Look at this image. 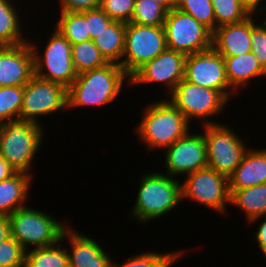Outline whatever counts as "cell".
<instances>
[{"instance_id": "obj_38", "label": "cell", "mask_w": 266, "mask_h": 267, "mask_svg": "<svg viewBox=\"0 0 266 267\" xmlns=\"http://www.w3.org/2000/svg\"><path fill=\"white\" fill-rule=\"evenodd\" d=\"M263 218L264 221H262L259 224V228L256 230L257 232L254 233L256 237L257 245H259V249L262 251L264 254L266 252V214L257 218L252 219L251 221L248 222V224L253 223L258 221L257 219Z\"/></svg>"}, {"instance_id": "obj_37", "label": "cell", "mask_w": 266, "mask_h": 267, "mask_svg": "<svg viewBox=\"0 0 266 267\" xmlns=\"http://www.w3.org/2000/svg\"><path fill=\"white\" fill-rule=\"evenodd\" d=\"M61 12H82L100 7V0H59Z\"/></svg>"}, {"instance_id": "obj_10", "label": "cell", "mask_w": 266, "mask_h": 267, "mask_svg": "<svg viewBox=\"0 0 266 267\" xmlns=\"http://www.w3.org/2000/svg\"><path fill=\"white\" fill-rule=\"evenodd\" d=\"M163 27L168 49L189 55L212 47V32L177 8L167 11Z\"/></svg>"}, {"instance_id": "obj_39", "label": "cell", "mask_w": 266, "mask_h": 267, "mask_svg": "<svg viewBox=\"0 0 266 267\" xmlns=\"http://www.w3.org/2000/svg\"><path fill=\"white\" fill-rule=\"evenodd\" d=\"M238 1L248 10V12L251 15H255V13L256 12L258 13V11L260 12V14L261 12L264 13L263 3H262V6L260 5L261 2H263L264 0H238Z\"/></svg>"}, {"instance_id": "obj_23", "label": "cell", "mask_w": 266, "mask_h": 267, "mask_svg": "<svg viewBox=\"0 0 266 267\" xmlns=\"http://www.w3.org/2000/svg\"><path fill=\"white\" fill-rule=\"evenodd\" d=\"M229 191L230 204L242 209L248 222L266 214V183Z\"/></svg>"}, {"instance_id": "obj_18", "label": "cell", "mask_w": 266, "mask_h": 267, "mask_svg": "<svg viewBox=\"0 0 266 267\" xmlns=\"http://www.w3.org/2000/svg\"><path fill=\"white\" fill-rule=\"evenodd\" d=\"M251 16L236 24H226L212 33V47L221 56H238L252 51Z\"/></svg>"}, {"instance_id": "obj_27", "label": "cell", "mask_w": 266, "mask_h": 267, "mask_svg": "<svg viewBox=\"0 0 266 267\" xmlns=\"http://www.w3.org/2000/svg\"><path fill=\"white\" fill-rule=\"evenodd\" d=\"M71 55L74 68L78 74L102 67L108 63L100 54L93 40L72 44Z\"/></svg>"}, {"instance_id": "obj_19", "label": "cell", "mask_w": 266, "mask_h": 267, "mask_svg": "<svg viewBox=\"0 0 266 267\" xmlns=\"http://www.w3.org/2000/svg\"><path fill=\"white\" fill-rule=\"evenodd\" d=\"M266 183V148L248 149L229 176V189H244Z\"/></svg>"}, {"instance_id": "obj_42", "label": "cell", "mask_w": 266, "mask_h": 267, "mask_svg": "<svg viewBox=\"0 0 266 267\" xmlns=\"http://www.w3.org/2000/svg\"><path fill=\"white\" fill-rule=\"evenodd\" d=\"M156 3L162 5L167 11H171L176 8V0H153Z\"/></svg>"}, {"instance_id": "obj_25", "label": "cell", "mask_w": 266, "mask_h": 267, "mask_svg": "<svg viewBox=\"0 0 266 267\" xmlns=\"http://www.w3.org/2000/svg\"><path fill=\"white\" fill-rule=\"evenodd\" d=\"M61 240L56 244L25 251L24 267H69L67 247H60Z\"/></svg>"}, {"instance_id": "obj_16", "label": "cell", "mask_w": 266, "mask_h": 267, "mask_svg": "<svg viewBox=\"0 0 266 267\" xmlns=\"http://www.w3.org/2000/svg\"><path fill=\"white\" fill-rule=\"evenodd\" d=\"M34 75V54L29 42L0 46V87L25 86Z\"/></svg>"}, {"instance_id": "obj_32", "label": "cell", "mask_w": 266, "mask_h": 267, "mask_svg": "<svg viewBox=\"0 0 266 267\" xmlns=\"http://www.w3.org/2000/svg\"><path fill=\"white\" fill-rule=\"evenodd\" d=\"M176 8L193 16L212 33L216 30V19L211 0H176Z\"/></svg>"}, {"instance_id": "obj_13", "label": "cell", "mask_w": 266, "mask_h": 267, "mask_svg": "<svg viewBox=\"0 0 266 267\" xmlns=\"http://www.w3.org/2000/svg\"><path fill=\"white\" fill-rule=\"evenodd\" d=\"M184 79L217 90L228 101L235 93L226 77L224 58L213 47L187 55Z\"/></svg>"}, {"instance_id": "obj_6", "label": "cell", "mask_w": 266, "mask_h": 267, "mask_svg": "<svg viewBox=\"0 0 266 267\" xmlns=\"http://www.w3.org/2000/svg\"><path fill=\"white\" fill-rule=\"evenodd\" d=\"M30 41L34 54V75L68 88L78 76L71 55L72 44L56 28L47 40L43 54Z\"/></svg>"}, {"instance_id": "obj_3", "label": "cell", "mask_w": 266, "mask_h": 267, "mask_svg": "<svg viewBox=\"0 0 266 267\" xmlns=\"http://www.w3.org/2000/svg\"><path fill=\"white\" fill-rule=\"evenodd\" d=\"M135 127L136 134L148 149H165L185 136L190 130L189 122L169 100L148 104L143 117Z\"/></svg>"}, {"instance_id": "obj_1", "label": "cell", "mask_w": 266, "mask_h": 267, "mask_svg": "<svg viewBox=\"0 0 266 267\" xmlns=\"http://www.w3.org/2000/svg\"><path fill=\"white\" fill-rule=\"evenodd\" d=\"M125 80L130 83L121 65L113 62L81 72L67 88L68 108L109 104L122 92Z\"/></svg>"}, {"instance_id": "obj_8", "label": "cell", "mask_w": 266, "mask_h": 267, "mask_svg": "<svg viewBox=\"0 0 266 267\" xmlns=\"http://www.w3.org/2000/svg\"><path fill=\"white\" fill-rule=\"evenodd\" d=\"M166 49L163 26L126 23L124 54L120 65L131 77L146 62L153 60Z\"/></svg>"}, {"instance_id": "obj_20", "label": "cell", "mask_w": 266, "mask_h": 267, "mask_svg": "<svg viewBox=\"0 0 266 267\" xmlns=\"http://www.w3.org/2000/svg\"><path fill=\"white\" fill-rule=\"evenodd\" d=\"M33 176L15 172L0 181V216H10L19 208L25 207Z\"/></svg>"}, {"instance_id": "obj_17", "label": "cell", "mask_w": 266, "mask_h": 267, "mask_svg": "<svg viewBox=\"0 0 266 267\" xmlns=\"http://www.w3.org/2000/svg\"><path fill=\"white\" fill-rule=\"evenodd\" d=\"M67 239L71 246V252L67 249L69 256V267H110L112 259L110 254L91 237L80 234L70 225L61 236V241Z\"/></svg>"}, {"instance_id": "obj_34", "label": "cell", "mask_w": 266, "mask_h": 267, "mask_svg": "<svg viewBox=\"0 0 266 267\" xmlns=\"http://www.w3.org/2000/svg\"><path fill=\"white\" fill-rule=\"evenodd\" d=\"M135 0H100V8L113 20L129 23Z\"/></svg>"}, {"instance_id": "obj_11", "label": "cell", "mask_w": 266, "mask_h": 267, "mask_svg": "<svg viewBox=\"0 0 266 267\" xmlns=\"http://www.w3.org/2000/svg\"><path fill=\"white\" fill-rule=\"evenodd\" d=\"M68 109L67 88L33 75L24 86L20 121L41 124L38 117Z\"/></svg>"}, {"instance_id": "obj_35", "label": "cell", "mask_w": 266, "mask_h": 267, "mask_svg": "<svg viewBox=\"0 0 266 267\" xmlns=\"http://www.w3.org/2000/svg\"><path fill=\"white\" fill-rule=\"evenodd\" d=\"M251 15V46L252 52L258 59L261 67L266 71V23L259 25Z\"/></svg>"}, {"instance_id": "obj_9", "label": "cell", "mask_w": 266, "mask_h": 267, "mask_svg": "<svg viewBox=\"0 0 266 267\" xmlns=\"http://www.w3.org/2000/svg\"><path fill=\"white\" fill-rule=\"evenodd\" d=\"M202 128L208 167L229 177L249 148L229 126L217 122L203 125Z\"/></svg>"}, {"instance_id": "obj_7", "label": "cell", "mask_w": 266, "mask_h": 267, "mask_svg": "<svg viewBox=\"0 0 266 267\" xmlns=\"http://www.w3.org/2000/svg\"><path fill=\"white\" fill-rule=\"evenodd\" d=\"M168 99L190 122L192 119L201 124H216L209 120L224 112L228 100L217 90L201 87L183 79L170 93ZM209 118V119H208ZM208 119V120H207Z\"/></svg>"}, {"instance_id": "obj_21", "label": "cell", "mask_w": 266, "mask_h": 267, "mask_svg": "<svg viewBox=\"0 0 266 267\" xmlns=\"http://www.w3.org/2000/svg\"><path fill=\"white\" fill-rule=\"evenodd\" d=\"M223 58L227 80L235 92L241 90L240 87L245 88V85H249L254 78L266 76V71L252 51L238 56H223Z\"/></svg>"}, {"instance_id": "obj_24", "label": "cell", "mask_w": 266, "mask_h": 267, "mask_svg": "<svg viewBox=\"0 0 266 267\" xmlns=\"http://www.w3.org/2000/svg\"><path fill=\"white\" fill-rule=\"evenodd\" d=\"M15 6L12 0H0V46H14L29 41L22 35V23Z\"/></svg>"}, {"instance_id": "obj_5", "label": "cell", "mask_w": 266, "mask_h": 267, "mask_svg": "<svg viewBox=\"0 0 266 267\" xmlns=\"http://www.w3.org/2000/svg\"><path fill=\"white\" fill-rule=\"evenodd\" d=\"M11 237H13L25 251L27 246L42 248L56 244L61 240L64 230L68 227L58 219L28 206L19 208L10 216Z\"/></svg>"}, {"instance_id": "obj_28", "label": "cell", "mask_w": 266, "mask_h": 267, "mask_svg": "<svg viewBox=\"0 0 266 267\" xmlns=\"http://www.w3.org/2000/svg\"><path fill=\"white\" fill-rule=\"evenodd\" d=\"M24 86L0 87V124L20 121Z\"/></svg>"}, {"instance_id": "obj_14", "label": "cell", "mask_w": 266, "mask_h": 267, "mask_svg": "<svg viewBox=\"0 0 266 267\" xmlns=\"http://www.w3.org/2000/svg\"><path fill=\"white\" fill-rule=\"evenodd\" d=\"M165 174L177 177L208 167L206 142L201 133H190L164 149Z\"/></svg>"}, {"instance_id": "obj_26", "label": "cell", "mask_w": 266, "mask_h": 267, "mask_svg": "<svg viewBox=\"0 0 266 267\" xmlns=\"http://www.w3.org/2000/svg\"><path fill=\"white\" fill-rule=\"evenodd\" d=\"M59 15L60 18L53 28H56L71 44L91 40L85 11L61 12Z\"/></svg>"}, {"instance_id": "obj_12", "label": "cell", "mask_w": 266, "mask_h": 267, "mask_svg": "<svg viewBox=\"0 0 266 267\" xmlns=\"http://www.w3.org/2000/svg\"><path fill=\"white\" fill-rule=\"evenodd\" d=\"M182 184V199L199 202L224 214L230 204L229 177L209 167L186 175Z\"/></svg>"}, {"instance_id": "obj_15", "label": "cell", "mask_w": 266, "mask_h": 267, "mask_svg": "<svg viewBox=\"0 0 266 267\" xmlns=\"http://www.w3.org/2000/svg\"><path fill=\"white\" fill-rule=\"evenodd\" d=\"M187 55L166 49L153 60L146 62L131 77L130 85L162 83L168 94L184 79Z\"/></svg>"}, {"instance_id": "obj_2", "label": "cell", "mask_w": 266, "mask_h": 267, "mask_svg": "<svg viewBox=\"0 0 266 267\" xmlns=\"http://www.w3.org/2000/svg\"><path fill=\"white\" fill-rule=\"evenodd\" d=\"M173 178L164 172L146 173L141 176L136 203L130 211V216L147 225L151 220L176 209L183 201L182 184L180 180Z\"/></svg>"}, {"instance_id": "obj_4", "label": "cell", "mask_w": 266, "mask_h": 267, "mask_svg": "<svg viewBox=\"0 0 266 267\" xmlns=\"http://www.w3.org/2000/svg\"><path fill=\"white\" fill-rule=\"evenodd\" d=\"M41 124L14 121L0 124V155L16 171L30 175L32 164L43 143Z\"/></svg>"}, {"instance_id": "obj_31", "label": "cell", "mask_w": 266, "mask_h": 267, "mask_svg": "<svg viewBox=\"0 0 266 267\" xmlns=\"http://www.w3.org/2000/svg\"><path fill=\"white\" fill-rule=\"evenodd\" d=\"M216 28L226 24H236L251 16L238 0H211Z\"/></svg>"}, {"instance_id": "obj_43", "label": "cell", "mask_w": 266, "mask_h": 267, "mask_svg": "<svg viewBox=\"0 0 266 267\" xmlns=\"http://www.w3.org/2000/svg\"><path fill=\"white\" fill-rule=\"evenodd\" d=\"M264 10L266 11V6H265V4H264V9H263V11H264ZM265 15H266V12H265ZM263 19H264L263 22L266 23V16H265V18H263Z\"/></svg>"}, {"instance_id": "obj_33", "label": "cell", "mask_w": 266, "mask_h": 267, "mask_svg": "<svg viewBox=\"0 0 266 267\" xmlns=\"http://www.w3.org/2000/svg\"><path fill=\"white\" fill-rule=\"evenodd\" d=\"M25 250L13 238L0 243V267H24Z\"/></svg>"}, {"instance_id": "obj_40", "label": "cell", "mask_w": 266, "mask_h": 267, "mask_svg": "<svg viewBox=\"0 0 266 267\" xmlns=\"http://www.w3.org/2000/svg\"><path fill=\"white\" fill-rule=\"evenodd\" d=\"M11 237L8 216H0V243Z\"/></svg>"}, {"instance_id": "obj_22", "label": "cell", "mask_w": 266, "mask_h": 267, "mask_svg": "<svg viewBox=\"0 0 266 267\" xmlns=\"http://www.w3.org/2000/svg\"><path fill=\"white\" fill-rule=\"evenodd\" d=\"M126 23L112 21L96 38L95 46L107 62L120 64L124 54Z\"/></svg>"}, {"instance_id": "obj_30", "label": "cell", "mask_w": 266, "mask_h": 267, "mask_svg": "<svg viewBox=\"0 0 266 267\" xmlns=\"http://www.w3.org/2000/svg\"><path fill=\"white\" fill-rule=\"evenodd\" d=\"M167 10L153 0H135L131 23L146 26H163Z\"/></svg>"}, {"instance_id": "obj_41", "label": "cell", "mask_w": 266, "mask_h": 267, "mask_svg": "<svg viewBox=\"0 0 266 267\" xmlns=\"http://www.w3.org/2000/svg\"><path fill=\"white\" fill-rule=\"evenodd\" d=\"M16 171L0 155V181L12 176Z\"/></svg>"}, {"instance_id": "obj_29", "label": "cell", "mask_w": 266, "mask_h": 267, "mask_svg": "<svg viewBox=\"0 0 266 267\" xmlns=\"http://www.w3.org/2000/svg\"><path fill=\"white\" fill-rule=\"evenodd\" d=\"M183 254L182 250L166 253L146 252L128 258L121 265L112 260L110 267H171Z\"/></svg>"}, {"instance_id": "obj_36", "label": "cell", "mask_w": 266, "mask_h": 267, "mask_svg": "<svg viewBox=\"0 0 266 267\" xmlns=\"http://www.w3.org/2000/svg\"><path fill=\"white\" fill-rule=\"evenodd\" d=\"M91 40L96 38L113 21L100 7L85 11Z\"/></svg>"}]
</instances>
